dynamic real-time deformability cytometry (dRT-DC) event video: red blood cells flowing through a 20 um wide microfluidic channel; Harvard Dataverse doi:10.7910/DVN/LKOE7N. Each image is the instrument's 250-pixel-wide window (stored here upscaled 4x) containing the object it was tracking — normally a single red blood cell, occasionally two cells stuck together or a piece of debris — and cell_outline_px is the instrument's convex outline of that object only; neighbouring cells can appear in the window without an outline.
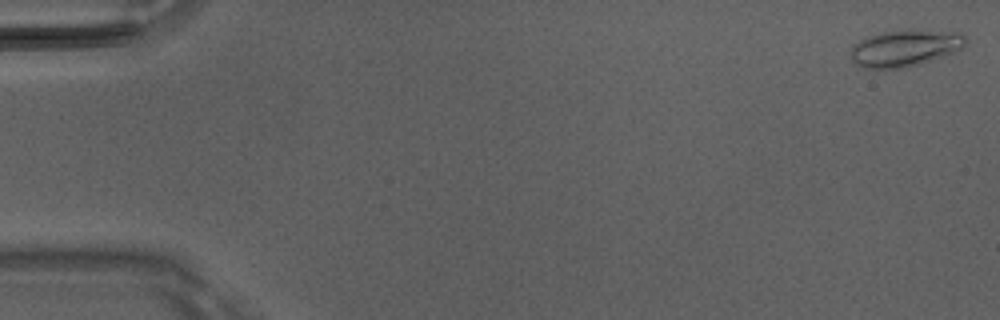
{"species": "Egyptian fruit bat (a non-hibernating species)", "species_latin": "Rousettus aegyptiacus", "temperature_condition": "room temperature", "stored_images_in_passage": 4, "camera_frame_rate_fps": 3000, "um_per_image_px": 0.085, "animal": {"sex": "male"}, "frame": {"image": 1, "passage_image": 1, "time_ms": 0.0, "image_size_px": [1000, 320], "cell_outline_px": [[968, 40], [964, 48], [956, 52], [920, 64], [900, 68], [864, 68], [856, 64], [852, 60], [852, 44], [860, 40], [884, 32], [960, 32]], "centroid_in_image_um": [76.95, 4.13], "position_along_channel_um": 8.0, "area_um2": 23.76}}